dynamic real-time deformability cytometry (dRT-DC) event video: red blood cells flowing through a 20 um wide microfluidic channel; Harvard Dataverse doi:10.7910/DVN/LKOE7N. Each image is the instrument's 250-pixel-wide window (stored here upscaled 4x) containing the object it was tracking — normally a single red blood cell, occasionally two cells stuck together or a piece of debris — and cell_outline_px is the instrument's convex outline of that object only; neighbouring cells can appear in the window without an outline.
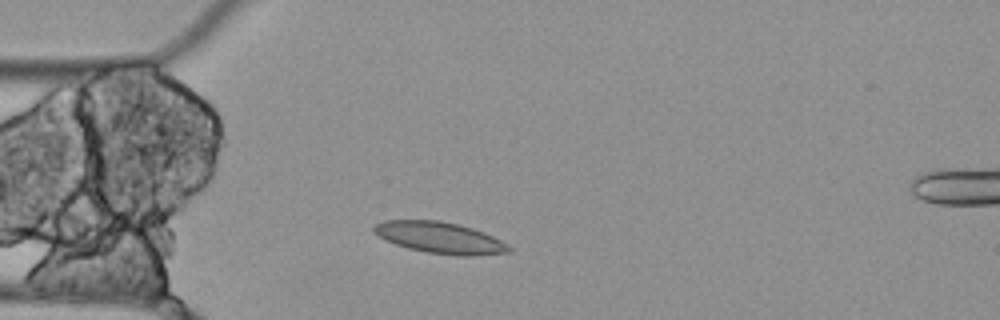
{"species": "Egyptian fruit bat (a non-hibernating species)", "species_latin": "Rousettus aegyptiacus", "temperature_condition": "cold", "stored_images_in_passage": 3, "camera_frame_rate_fps": 3000, "um_per_image_px": 0.085, "animal": {"sex": "female"}, "frame": {"image": 1, "passage_image": 2, "time_ms": 0.333, "image_size_px": [1000, 320], "cell_outline_px": [[512, 252], [476, 256], [460, 256], [428, 252], [408, 248], [396, 244], [376, 236], [372, 232], [372, 224], [384, 220], [440, 220], [472, 228], [484, 232], [508, 244], [512, 248]], "centroid_in_image_um": [37.37, 20.2], "position_along_channel_um": 47.6, "area_um2": 24.91}}